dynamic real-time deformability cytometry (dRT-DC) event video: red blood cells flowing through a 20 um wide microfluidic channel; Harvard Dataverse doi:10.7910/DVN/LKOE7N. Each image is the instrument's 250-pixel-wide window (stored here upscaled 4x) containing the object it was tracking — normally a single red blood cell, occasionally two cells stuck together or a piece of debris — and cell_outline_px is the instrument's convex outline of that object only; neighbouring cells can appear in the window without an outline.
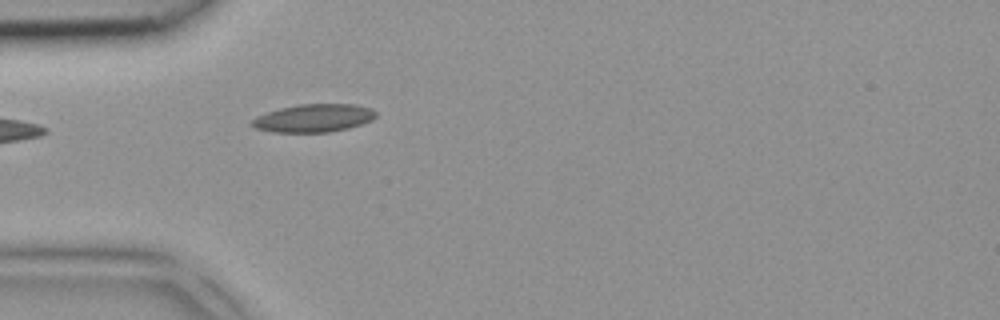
{"species": "common noctule bat (a hibernating species)", "species_latin": "Nyctalus noctula", "temperature_condition": "room temperature", "stored_images_in_passage": 4, "camera_frame_rate_fps": 3000, "um_per_image_px": 0.085, "animal": {"sex": "female", "body_mass_g": 18.4}, "frame": {"image": 1, "passage_image": 4, "time_ms": 1.0, "image_size_px": [1000, 320], "cell_outline_px": [[376, 116], [372, 120], [348, 128], [328, 132], [272, 132], [256, 128], [248, 124], [256, 116], [280, 108], [296, 104], [356, 104], [372, 108], [376, 112]], "centroid_in_image_um": [26.65, 10.03], "position_along_channel_um": 58.3, "area_um2": 20.29}}